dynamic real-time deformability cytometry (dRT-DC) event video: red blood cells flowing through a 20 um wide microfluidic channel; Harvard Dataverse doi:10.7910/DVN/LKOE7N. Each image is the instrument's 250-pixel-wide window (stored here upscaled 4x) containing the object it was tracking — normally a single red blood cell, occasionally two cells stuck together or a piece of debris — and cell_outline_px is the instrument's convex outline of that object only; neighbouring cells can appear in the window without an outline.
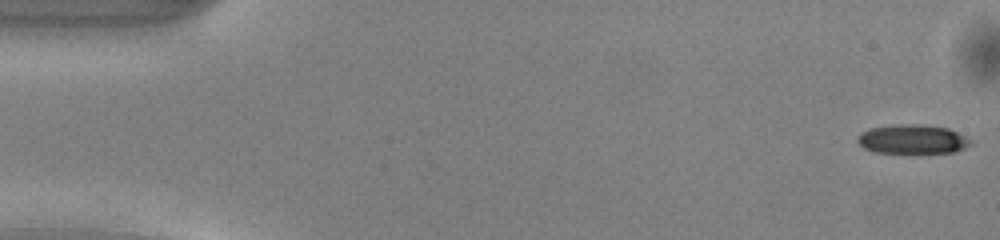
{"species": "common noctule bat (a hibernating species)", "species_latin": "Nyctalus noctula", "temperature_condition": "warm", "stored_images_in_passage": 50, "camera_frame_rate_fps": 3000, "um_per_image_px": 0.085, "animal": {"sex": "male", "body_mass_g": 13.0, "forearm_length_mm": 53.1}, "frame": {"image": 1, "passage_image": 1, "time_ms": 0.0, "image_size_px": [1000, 240], "cell_outline_px": [[972, 144], [964, 148], [952, 152], [912, 156], [872, 152], [864, 148], [856, 140], [856, 136], [860, 132], [872, 128], [892, 124], [920, 124], [948, 128], [972, 140]], "centroid_in_image_um": [77.52, 11.89], "position_along_channel_um": 7.5, "area_um2": 20.29}}
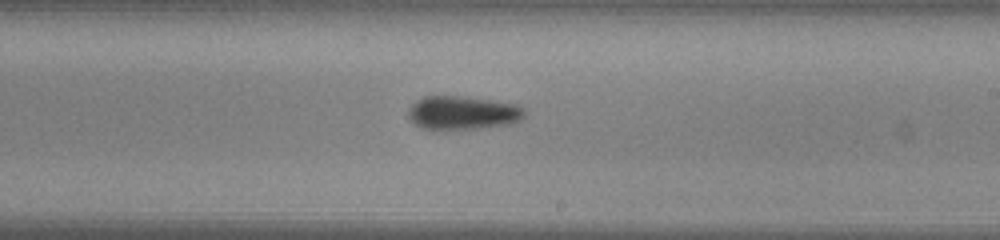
{"frame": {"image": 2, "passage_image": 29, "time_ms": 9.333, "image_size_px": [1000, 240], "cell_outline_px": [[524, 116], [520, 120], [512, 124], [480, 128], [444, 132], [424, 128], [416, 124], [408, 116], [408, 108], [416, 100], [424, 96], [460, 96], [516, 104], [524, 108]], "centroid_in_image_um": [39.3, 9.62], "position_along_channel_um": 249.7, "area_um2": 23.18}}
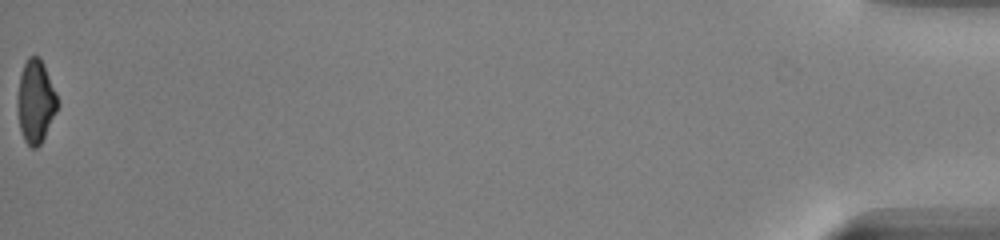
{"frame": {"image": 3, "passage_image": 50, "time_ms": 16.333, "image_size_px": [1000, 240], "cell_outline_px": [[60, 104], [40, 144], [36, 148], [32, 148], [24, 140], [20, 132], [16, 104], [20, 76], [24, 64], [28, 56], [40, 56], [56, 92]], "centroid_in_image_um": [3.02, 8.62], "position_along_channel_um": 432.2, "area_um2": 19.48}, "authors_computed_cell_mechanics": {"area_um2": 21.4149, "velocity_mm_per_s": 4.1395, "shape_relaxation_time_tau1_ms": 3.3086, "shape_relaxation_time_tau2_ms": 6.7558, "deformation_change_tau1": 0.1145, "deformation_change_tau2": 0.1581}}